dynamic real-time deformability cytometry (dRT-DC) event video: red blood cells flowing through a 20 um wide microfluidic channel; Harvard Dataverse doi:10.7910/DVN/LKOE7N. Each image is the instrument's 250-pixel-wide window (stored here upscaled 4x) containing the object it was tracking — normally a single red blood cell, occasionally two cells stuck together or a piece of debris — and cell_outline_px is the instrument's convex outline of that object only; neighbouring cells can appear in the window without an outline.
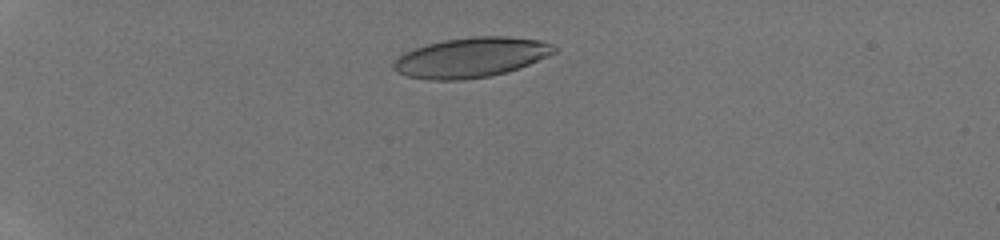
{"species": "human", "species_latin": "Homo sapiens", "temperature_condition": "room temperature", "stored_images_in_passage": 34, "camera_frame_rate_fps": 3000, "um_per_image_px": 0.085, "donor": {"sex": "male"}, "frame": {"image": 1, "passage_image": 1, "time_ms": 0.0, "image_size_px": [1000, 240], "cell_outline_px": [[556, 52], [548, 56], [528, 64], [504, 72], [488, 76], [460, 80], [428, 80], [408, 76], [396, 72], [392, 68], [392, 64], [404, 52], [428, 44], [444, 40], [472, 36], [508, 36], [540, 40], [552, 44], [556, 48]], "centroid_in_image_um": [40.02, 4.88], "position_along_channel_um": 45.0, "area_um2": 37.11}}
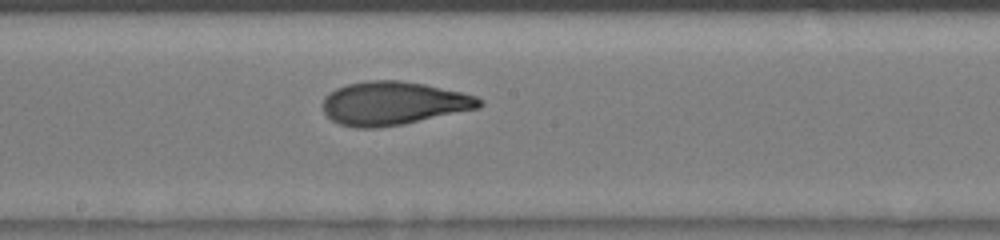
{"frame": {"image": 2, "passage_image": 16, "time_ms": 5.0, "image_size_px": [1000, 240], "cell_outline_px": [[484, 104], [480, 108], [404, 124], [376, 128], [356, 128], [340, 124], [332, 120], [324, 112], [320, 104], [324, 96], [328, 92], [336, 88], [348, 84], [368, 80], [400, 80], [424, 84], [460, 92], [476, 96], [484, 100]], "centroid_in_image_um": [33.42, 8.78], "position_along_channel_um": 214.8, "area_um2": 39.94}}
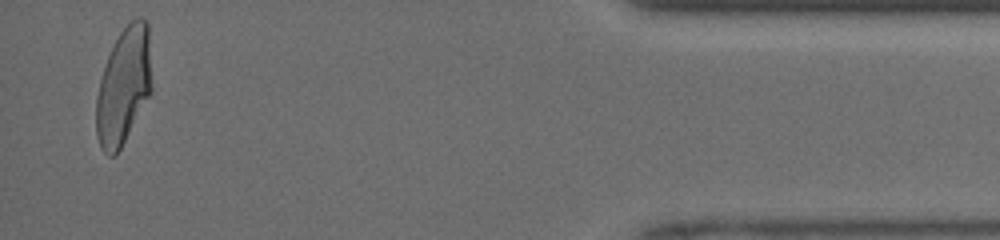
{"frame": {"image": 3, "passage_image": 33, "time_ms": 10.667, "image_size_px": [1000, 240], "cell_outline_px": [[152, 92], [120, 148], [112, 156], [108, 156], [100, 148], [96, 136], [96, 96], [100, 80], [108, 56], [120, 32], [136, 16], [140, 16], [148, 20], [152, 88]], "centroid_in_image_um": [10.52, 7.3], "position_along_channel_um": 424.7, "area_um2": 37.8}}